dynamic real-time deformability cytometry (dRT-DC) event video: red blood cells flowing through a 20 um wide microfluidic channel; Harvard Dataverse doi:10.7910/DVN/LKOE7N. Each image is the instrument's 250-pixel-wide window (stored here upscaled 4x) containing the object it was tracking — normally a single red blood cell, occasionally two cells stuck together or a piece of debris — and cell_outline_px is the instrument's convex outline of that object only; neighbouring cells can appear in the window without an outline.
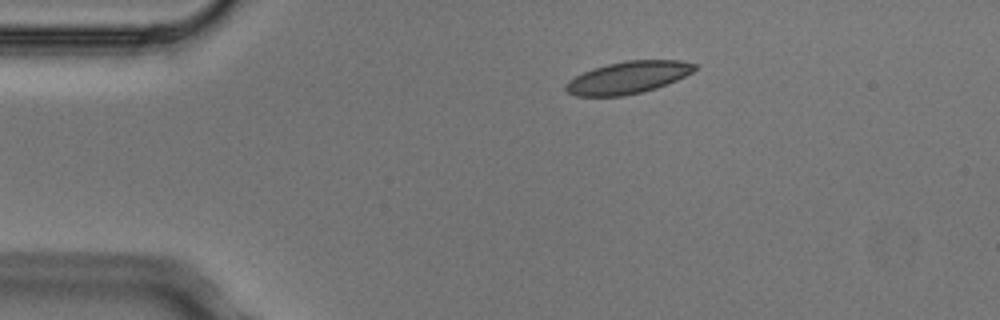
{"species": "Egyptian fruit bat (a non-hibernating species)", "species_latin": "Rousettus aegyptiacus", "temperature_condition": "cold", "stored_images_in_passage": 4, "camera_frame_rate_fps": 3000, "um_per_image_px": 0.085, "animal": {"sex": "male"}, "frame": {"image": 1, "passage_image": 2, "time_ms": 0.333, "image_size_px": [1000, 320], "cell_outline_px": [[696, 68], [692, 72], [676, 80], [656, 88], [624, 96], [576, 96], [568, 92], [564, 88], [564, 84], [568, 80], [592, 68], [624, 60], [680, 60], [696, 64]], "centroid_in_image_um": [53.35, 6.58], "position_along_channel_um": 31.7, "area_um2": 24.1}}
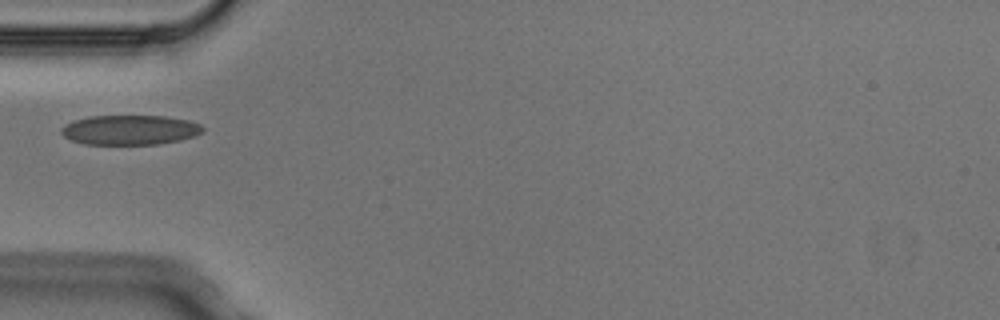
{"frame": {"image": 2, "passage_image": 4, "time_ms": 1.0, "image_size_px": [1000, 320], "cell_outline_px": [[204, 132], [196, 136], [180, 140], [160, 144], [84, 144], [72, 140], [64, 136], [60, 132], [60, 128], [64, 124], [72, 120], [88, 116], [164, 116], [188, 120], [200, 124], [204, 128]], "centroid_in_image_um": [11.04, 11.04], "position_along_channel_um": 74.0, "area_um2": 24.74}}